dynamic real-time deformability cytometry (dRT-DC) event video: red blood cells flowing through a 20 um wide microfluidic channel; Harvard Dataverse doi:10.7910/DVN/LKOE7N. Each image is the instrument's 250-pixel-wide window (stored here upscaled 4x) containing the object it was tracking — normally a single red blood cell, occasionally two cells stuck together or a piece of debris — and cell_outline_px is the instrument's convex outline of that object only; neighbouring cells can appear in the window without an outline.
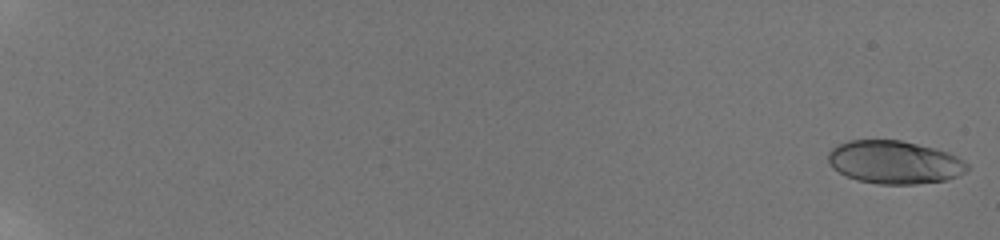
{"species": "human", "species_latin": "Homo sapiens", "temperature_condition": "room temperature", "stored_images_in_passage": 58, "camera_frame_rate_fps": 3000, "um_per_image_px": 0.085, "donor": {"sex": "male"}, "frame": {"image": 1, "passage_image": 1, "time_ms": 0.0, "image_size_px": [1000, 240], "cell_outline_px": [[968, 168], [964, 172], [948, 180], [916, 184], [876, 184], [856, 180], [832, 168], [828, 160], [828, 152], [836, 144], [848, 140], [900, 140], [936, 148], [948, 152], [964, 160], [968, 164]], "centroid_in_image_um": [76.02, 13.78], "position_along_channel_um": 9.0, "area_um2": 35.08}}
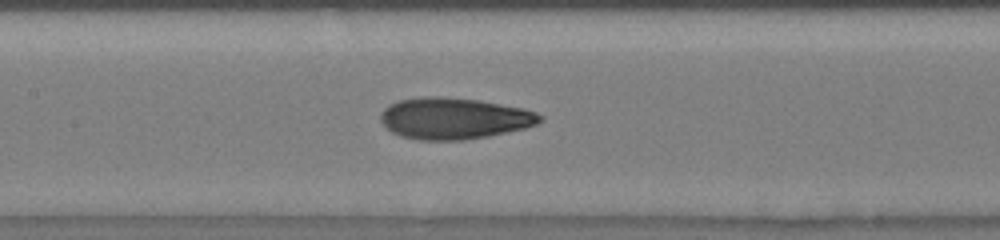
{"frame": {"image": 2, "passage_image": 33, "time_ms": 10.667, "image_size_px": [1000, 240], "cell_outline_px": [[544, 120], [536, 124], [524, 128], [508, 132], [488, 136], [464, 140], [420, 140], [400, 136], [392, 132], [380, 120], [380, 112], [388, 104], [400, 100], [424, 96], [440, 96], [480, 100], [524, 108], [536, 112], [544, 116]], "centroid_in_image_um": [38.61, 10.06], "position_along_channel_um": 168.8, "area_um2": 38.73}}
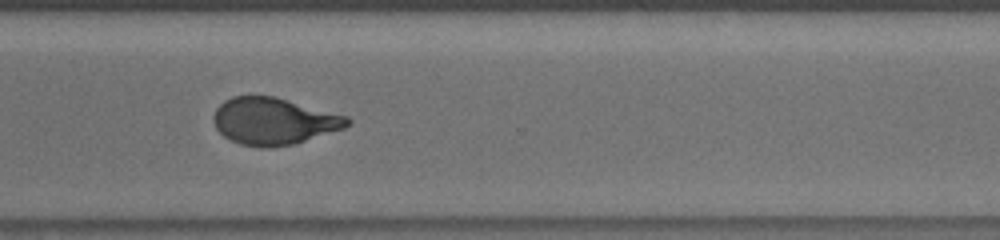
{"frame": {"image": 3, "passage_image": 47, "time_ms": 15.333, "image_size_px": [1000, 240], "cell_outline_px": [[352, 120], [344, 128], [292, 144], [260, 148], [240, 144], [224, 136], [216, 128], [212, 120], [216, 108], [224, 100], [232, 96], [276, 96], [348, 116]], "centroid_in_image_um": [23.25, 10.28], "position_along_channel_um": 347.3, "area_um2": 36.47}, "authors_computed_cell_mechanics": {"area_um2": 36.0383, "velocity_mm_per_s": 3.8366, "shape_relaxation_time_tau1_ms": 4.1894, "shape_relaxation_time_tau2_ms": 1.3057, "deformation_change_tau1": 0.1974, "deformation_change_tau2": 0.0784}}